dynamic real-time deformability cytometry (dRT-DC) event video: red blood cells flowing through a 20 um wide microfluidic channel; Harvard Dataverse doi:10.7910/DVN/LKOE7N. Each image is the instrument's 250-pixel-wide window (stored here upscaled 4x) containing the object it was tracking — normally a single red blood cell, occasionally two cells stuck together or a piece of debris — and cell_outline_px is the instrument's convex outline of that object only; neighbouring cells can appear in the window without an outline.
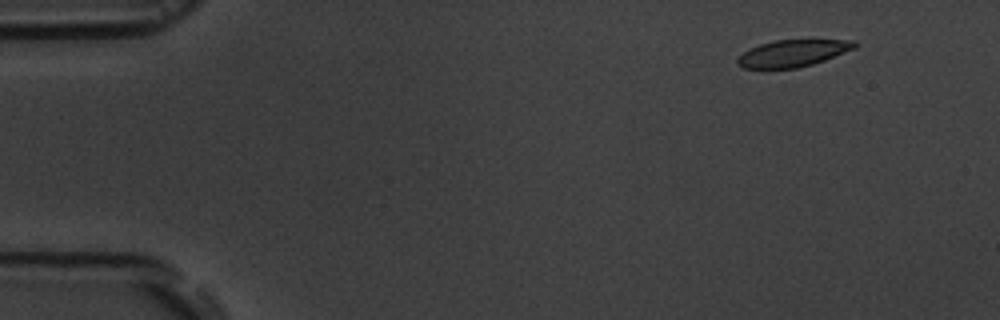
{"species": "common noctule bat (a hibernating species)", "species_latin": "Nyctalus noctula", "temperature_condition": "room temperature", "stored_images_in_passage": 5, "camera_frame_rate_fps": 3000, "um_per_image_px": 0.085, "animal": {"sex": "male", "body_mass_g": 19.5, "forearm_length_mm": 54.6}, "frame": {"image": 1, "passage_image": 1, "time_ms": 0.0, "image_size_px": [1000, 320], "cell_outline_px": [[860, 44], [856, 48], [824, 60], [812, 64], [796, 68], [744, 68], [736, 64], [736, 60], [744, 52], [760, 44], [776, 40], [812, 36], [856, 40]], "centroid_in_image_um": [67.54, 4.45], "position_along_channel_um": 17.5, "area_um2": 19.36}}
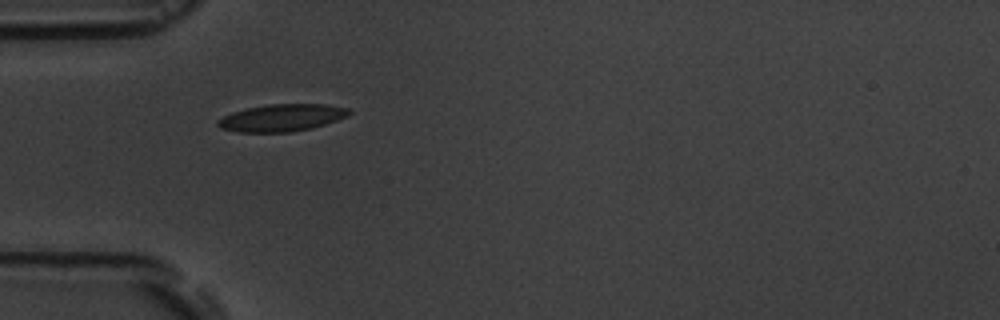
{"frame": {"image": 2, "passage_image": 4, "time_ms": 4.0, "image_size_px": [1000, 320], "cell_outline_px": [[352, 112], [348, 116], [312, 128], [292, 132], [240, 132], [220, 128], [216, 124], [216, 120], [232, 112], [248, 108], [268, 104], [328, 104], [348, 108]], "centroid_in_image_um": [23.95, 10.01], "position_along_channel_um": 61.0, "area_um2": 20.81}}
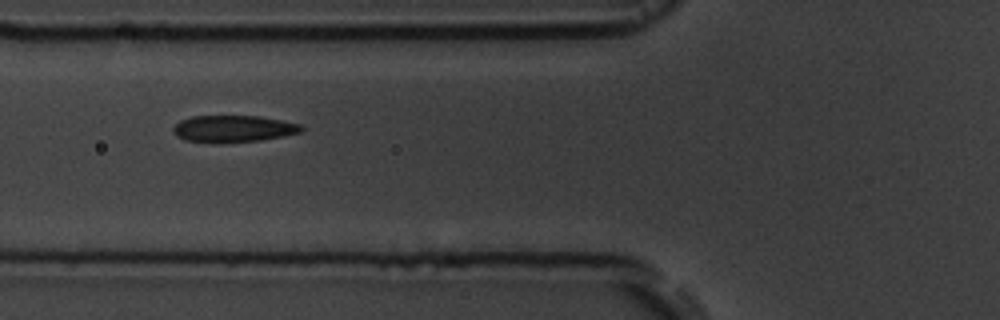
{"frame": {"image": 3, "passage_image": 5, "time_ms": 5.333, "image_size_px": [1000, 320], "cell_outline_px": [[304, 132], [284, 136], [260, 140], [224, 144], [212, 144], [184, 140], [176, 136], [172, 132], [172, 128], [180, 120], [192, 116], [260, 116], [300, 124], [304, 128]], "centroid_in_image_um": [19.8, 10.97], "position_along_channel_um": 106.0, "area_um2": 20.58}}